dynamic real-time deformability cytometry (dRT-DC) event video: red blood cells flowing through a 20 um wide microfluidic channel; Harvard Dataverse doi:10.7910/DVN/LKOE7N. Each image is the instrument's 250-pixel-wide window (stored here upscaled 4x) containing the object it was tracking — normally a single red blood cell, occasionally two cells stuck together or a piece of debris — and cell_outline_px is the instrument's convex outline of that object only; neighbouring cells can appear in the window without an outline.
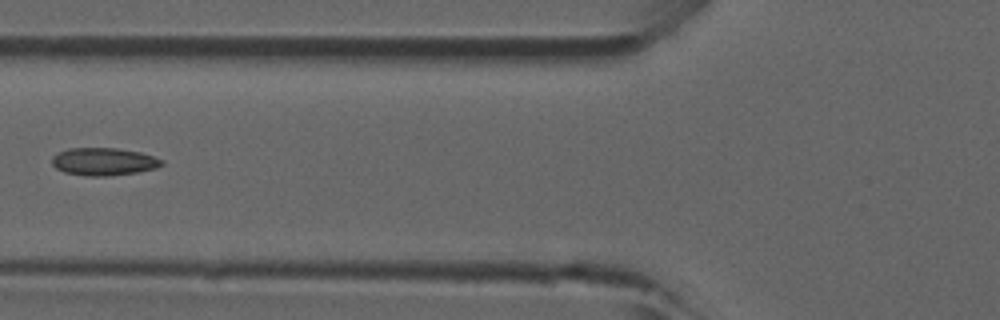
{"species": "common noctule bat (a hibernating species)", "species_latin": "Nyctalus noctula", "temperature_condition": "room temperature", "stored_images_in_passage": 5, "camera_frame_rate_fps": 3000, "um_per_image_px": 0.085, "animal": {"sex": "male", "forearm_length_mm": 52.5}, "frame": {"image": 1, "passage_image": 5, "time_ms": 1.333, "image_size_px": [1000, 320], "cell_outline_px": [[164, 164], [156, 168], [136, 172], [104, 176], [88, 176], [64, 172], [56, 168], [52, 164], [52, 156], [56, 152], [68, 148], [116, 148], [140, 152], [164, 160]], "centroid_in_image_um": [8.79, 13.73], "position_along_channel_um": 117.0, "area_um2": 17.69}}